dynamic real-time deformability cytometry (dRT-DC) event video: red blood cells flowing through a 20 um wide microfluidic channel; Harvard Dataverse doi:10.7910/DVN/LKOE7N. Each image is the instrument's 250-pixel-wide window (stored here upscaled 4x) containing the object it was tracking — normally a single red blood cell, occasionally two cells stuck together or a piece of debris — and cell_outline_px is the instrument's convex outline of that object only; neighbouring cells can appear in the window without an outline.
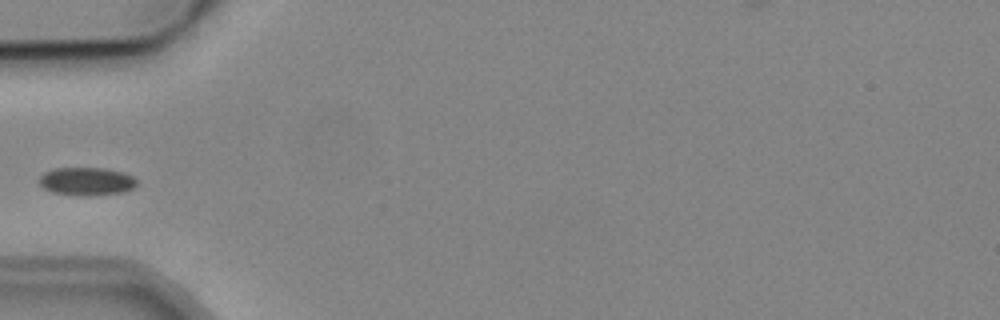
{"species": "common noctule bat (a hibernating species)", "species_latin": "Nyctalus noctula", "temperature_condition": "cold", "stored_images_in_passage": 3, "camera_frame_rate_fps": 3000, "um_per_image_px": 0.085, "animal": {"sex": "male", "body_mass_g": 19.2, "forearm_length_mm": 51.8}, "frame": {"image": 1, "passage_image": 2, "time_ms": 1.333, "image_size_px": [1000, 320], "cell_outline_px": [[136, 184], [132, 188], [124, 192], [88, 196], [76, 196], [52, 192], [44, 188], [40, 184], [40, 176], [44, 172], [56, 168], [104, 168], [124, 172], [132, 176], [136, 180]], "centroid_in_image_um": [7.35, 15.42], "position_along_channel_um": 77.6, "area_um2": 16.01}}